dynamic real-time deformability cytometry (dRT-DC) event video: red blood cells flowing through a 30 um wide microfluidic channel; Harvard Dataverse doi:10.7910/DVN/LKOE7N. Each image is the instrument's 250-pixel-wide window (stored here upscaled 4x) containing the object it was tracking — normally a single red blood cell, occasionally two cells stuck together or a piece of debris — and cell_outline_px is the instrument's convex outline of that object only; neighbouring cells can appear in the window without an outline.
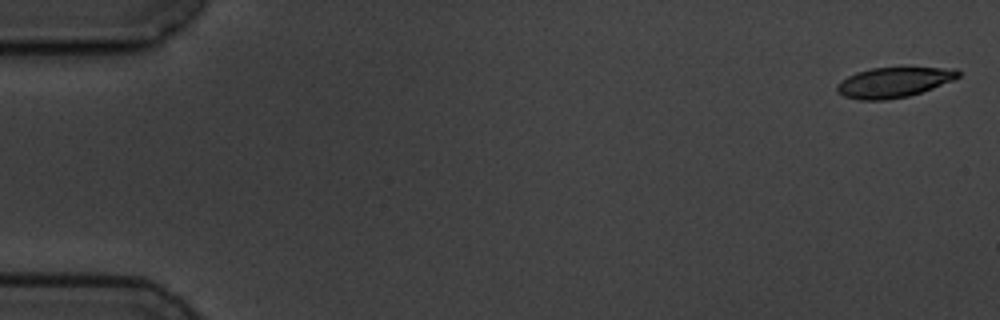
{"species": "common noctule bat (a hibernating species)", "species_latin": "Nyctalus noctula", "temperature_condition": "cold", "stored_images_in_passage": 6, "camera_frame_rate_fps": 3000, "um_per_image_px": 0.085, "animal": {"sex": "male", "body_mass_g": 19.5, "forearm_length_mm": 54.6}, "frame": {"image": 1, "passage_image": 1, "time_ms": 0.0, "image_size_px": [1000, 320], "cell_outline_px": [[960, 76], [952, 80], [932, 88], [908, 96], [888, 100], [860, 100], [844, 96], [836, 92], [836, 84], [840, 80], [856, 72], [872, 68], [956, 68], [960, 72]], "centroid_in_image_um": [75.92, 7.0], "position_along_channel_um": 9.1, "area_um2": 21.21}}